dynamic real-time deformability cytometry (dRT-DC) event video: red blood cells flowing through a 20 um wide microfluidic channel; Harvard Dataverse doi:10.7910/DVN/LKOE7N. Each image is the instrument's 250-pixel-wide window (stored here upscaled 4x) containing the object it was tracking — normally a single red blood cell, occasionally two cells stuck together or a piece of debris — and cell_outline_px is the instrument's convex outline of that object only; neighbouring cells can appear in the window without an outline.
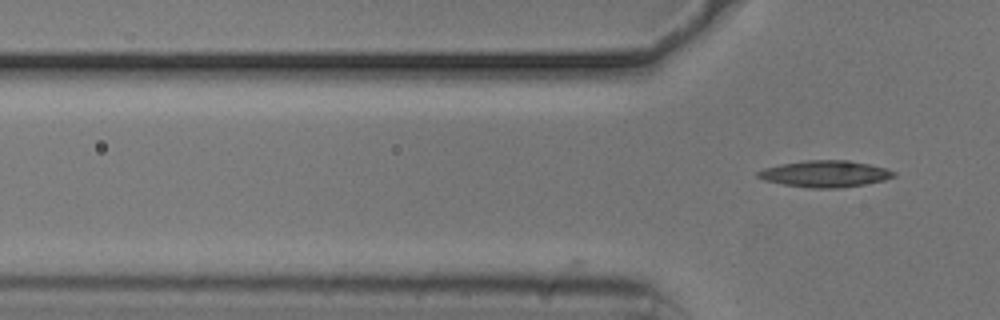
{"species": "common noctule bat (a hibernating species)", "species_latin": "Nyctalus noctula", "temperature_condition": "cold", "stored_images_in_passage": 9, "camera_frame_rate_fps": 3000, "um_per_image_px": 0.085, "animal": {"sex": "male", "body_mass_g": 20.5, "forearm_length_mm": 52.5}, "frame": {"image": 1, "passage_image": 9, "time_ms": 2.667, "image_size_px": [1000, 320], "cell_outline_px": [[896, 176], [884, 180], [864, 184], [840, 188], [808, 188], [784, 184], [764, 180], [756, 176], [756, 172], [764, 168], [780, 164], [808, 160], [848, 160], [868, 164], [884, 168], [896, 172]], "centroid_in_image_um": [70.12, 14.77], "position_along_channel_um": 55.7, "area_um2": 20.92}}